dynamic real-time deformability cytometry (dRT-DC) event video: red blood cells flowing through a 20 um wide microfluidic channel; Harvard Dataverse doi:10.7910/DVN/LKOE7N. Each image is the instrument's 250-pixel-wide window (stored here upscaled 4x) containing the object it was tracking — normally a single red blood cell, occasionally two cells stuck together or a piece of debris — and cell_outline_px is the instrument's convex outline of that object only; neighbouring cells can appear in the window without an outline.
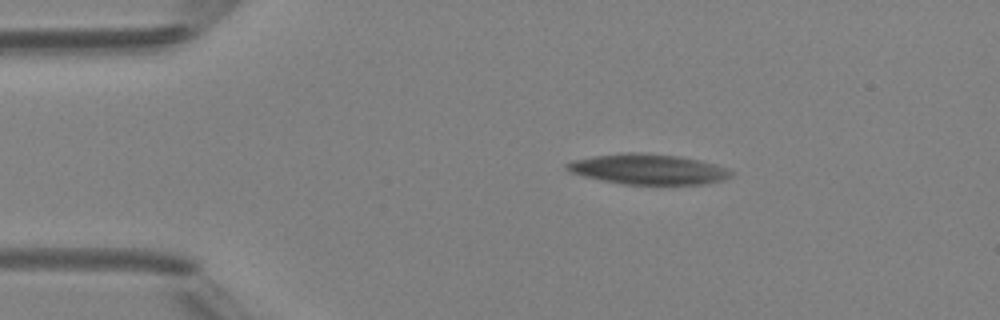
{"species": "Egyptian fruit bat (a non-hibernating species)", "species_latin": "Rousettus aegyptiacus", "temperature_condition": "room temperature", "stored_images_in_passage": 3, "camera_frame_rate_fps": 3000, "um_per_image_px": 0.085, "animal": {"sex": "female"}, "frame": {"image": 1, "passage_image": 1, "time_ms": 0.0, "image_size_px": [1000, 320], "cell_outline_px": [[736, 172], [732, 176], [724, 180], [708, 184], [624, 184], [584, 176], [572, 172], [564, 168], [564, 164], [572, 160], [592, 156], [624, 152], [644, 152], [680, 156], [700, 160], [716, 164]], "centroid_in_image_um": [55.14, 14.37], "position_along_channel_um": 29.9, "area_um2": 29.3}}
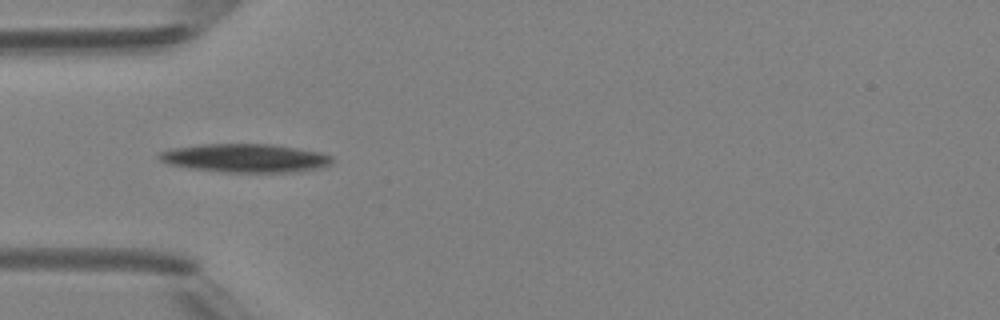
{"frame": {"image": 2, "passage_image": 3, "time_ms": 2.333, "image_size_px": [1000, 320], "cell_outline_px": [[332, 160], [328, 164], [320, 168], [288, 172], [228, 172], [192, 168], [172, 164], [160, 160], [156, 156], [160, 152], [172, 148], [200, 144], [272, 144], [320, 152], [332, 156]], "centroid_in_image_um": [20.84, 13.42], "position_along_channel_um": 64.2, "area_um2": 28.38}}